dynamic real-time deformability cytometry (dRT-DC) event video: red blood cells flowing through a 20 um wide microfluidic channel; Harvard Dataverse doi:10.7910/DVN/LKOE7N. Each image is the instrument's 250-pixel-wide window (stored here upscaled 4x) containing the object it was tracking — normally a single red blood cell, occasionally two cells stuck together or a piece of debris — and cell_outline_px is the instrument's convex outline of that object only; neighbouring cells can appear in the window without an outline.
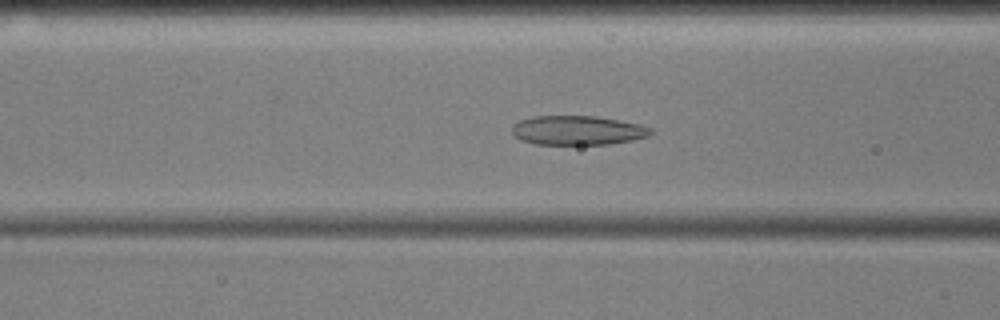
{"species": "common noctule bat (a hibernating species)", "species_latin": "Nyctalus noctula", "temperature_condition": "cold", "stored_images_in_passage": 15, "camera_frame_rate_fps": 3000, "um_per_image_px": 0.085, "animal": {"sex": "male", "body_mass_g": 17.9, "forearm_length_mm": 54.2}, "frame": {"image": 1, "passage_image": 6, "time_ms": 1.667, "image_size_px": [1000, 320], "cell_outline_px": [[652, 132], [648, 136], [632, 140], [608, 144], [536, 144], [520, 140], [512, 132], [512, 124], [520, 120], [532, 116], [596, 116], [640, 124], [652, 128]], "centroid_in_image_um": [49.08, 11.07], "position_along_channel_um": 117.5, "area_um2": 23.64}}
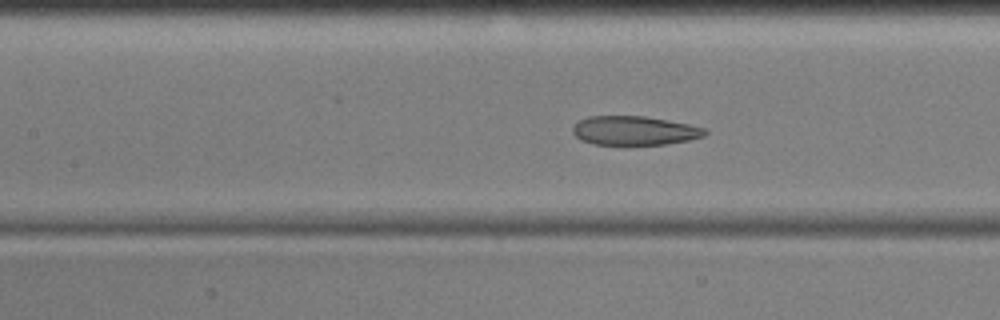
{"frame": {"image": 2, "passage_image": 9, "time_ms": 2.667, "image_size_px": [1000, 320], "cell_outline_px": [[708, 132], [704, 136], [688, 140], [664, 144], [624, 148], [592, 144], [580, 140], [572, 132], [572, 128], [580, 120], [588, 116], [644, 116], [668, 120], [688, 124], [704, 128]], "centroid_in_image_um": [53.88, 11.15], "position_along_channel_um": 153.5, "area_um2": 23.24}}